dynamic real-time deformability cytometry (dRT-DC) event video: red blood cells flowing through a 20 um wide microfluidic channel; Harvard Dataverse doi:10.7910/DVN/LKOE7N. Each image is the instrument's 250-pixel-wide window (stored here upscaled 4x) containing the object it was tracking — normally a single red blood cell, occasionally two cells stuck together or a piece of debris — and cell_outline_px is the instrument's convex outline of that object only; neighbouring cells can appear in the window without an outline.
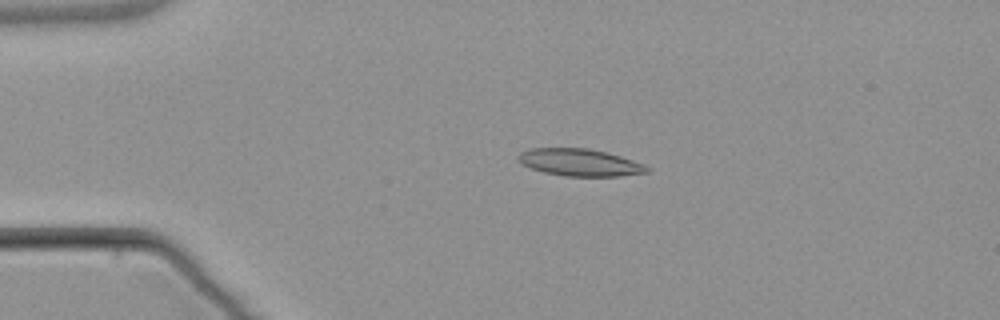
{"species": "common noctule bat (a hibernating species)", "species_latin": "Nyctalus noctula", "temperature_condition": "warm", "stored_images_in_passage": 4, "camera_frame_rate_fps": 3000, "um_per_image_px": 0.085, "animal": {"sex": "male", "body_mass_g": 21.5, "forearm_length_mm": 52.0}, "frame": {"image": 1, "passage_image": 3, "time_ms": 2.333, "image_size_px": [1000, 320], "cell_outline_px": [[648, 172], [620, 176], [564, 176], [544, 172], [532, 168], [524, 164], [516, 156], [520, 152], [528, 148], [588, 148], [608, 152], [644, 164], [648, 168]], "centroid_in_image_um": [49.28, 13.8], "position_along_channel_um": 35.7, "area_um2": 20.29}}